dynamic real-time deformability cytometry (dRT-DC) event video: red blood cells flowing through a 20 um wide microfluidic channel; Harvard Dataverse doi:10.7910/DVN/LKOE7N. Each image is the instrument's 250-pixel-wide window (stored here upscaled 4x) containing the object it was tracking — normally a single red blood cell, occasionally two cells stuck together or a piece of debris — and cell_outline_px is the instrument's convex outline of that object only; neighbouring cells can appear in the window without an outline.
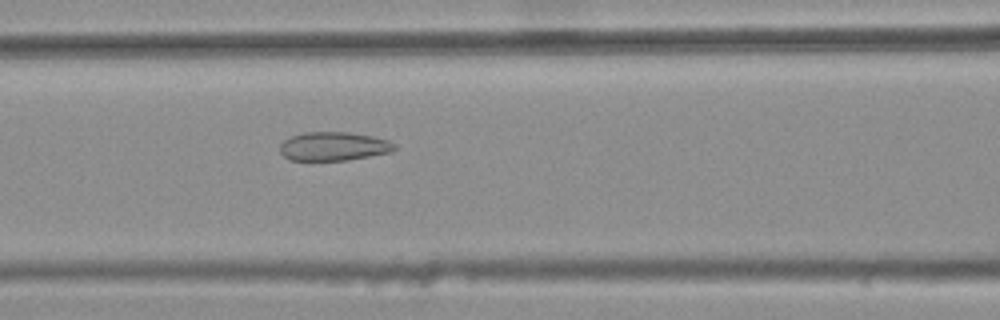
{"species": "common noctule bat (a hibernating species)", "species_latin": "Nyctalus noctula", "temperature_condition": "warm", "stored_images_in_passage": 47, "camera_frame_rate_fps": 3000, "um_per_image_px": 0.085, "animal": {"sex": "female", "body_mass_g": 25.1}, "frame": {"image": 1, "passage_image": 22, "time_ms": 7.0, "image_size_px": [1000, 320], "cell_outline_px": [[396, 148], [392, 152], [348, 160], [288, 160], [280, 152], [280, 144], [284, 140], [292, 136], [304, 132], [348, 132], [372, 136], [388, 140], [396, 144]], "centroid_in_image_um": [28.37, 12.44], "position_along_channel_um": 138.2, "area_um2": 19.25}}
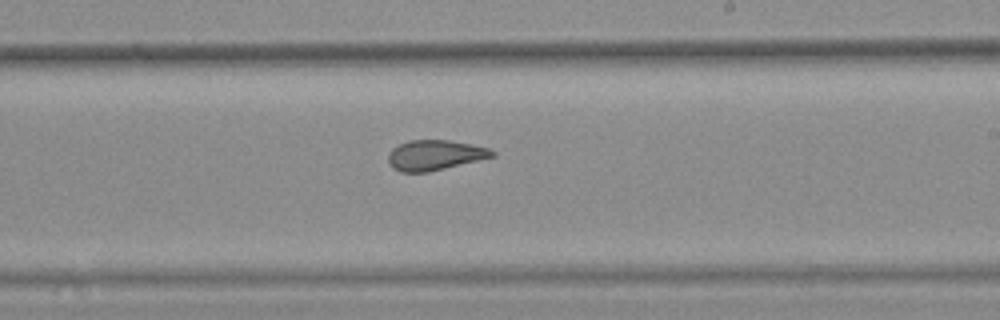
{"frame": {"image": 2, "passage_image": 31, "time_ms": 10.0, "image_size_px": [1000, 320], "cell_outline_px": [[496, 156], [428, 172], [400, 172], [392, 168], [388, 164], [388, 152], [392, 148], [408, 140], [448, 140], [472, 144], [488, 148], [496, 152]], "centroid_in_image_um": [36.94, 13.19], "position_along_channel_um": 252.1, "area_um2": 18.38}}
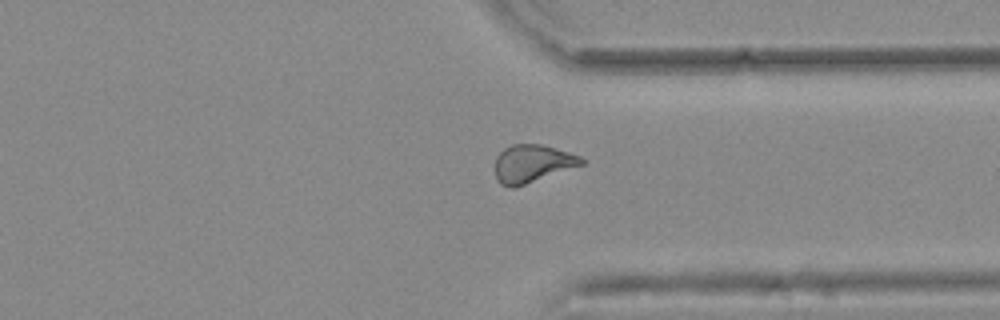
{"frame": {"image": 3, "passage_image": 40, "time_ms": 13.0, "image_size_px": [1000, 320], "cell_outline_px": [[588, 160], [584, 164], [512, 188], [500, 184], [496, 180], [496, 156], [504, 148], [512, 144], [540, 144], [556, 148], [580, 156]], "centroid_in_image_um": [45.25, 13.89], "position_along_channel_um": 366.2, "area_um2": 18.9}, "authors_computed_cell_mechanics": {"area_um2": 19.363, "velocity_mm_per_s": 3.8052, "shape_relaxation_time_tau1_ms": null, "shape_relaxation_time_tau2_ms": 1.6201, "deformation_change_tau1": null, "deformation_change_tau2": 0.0947}}